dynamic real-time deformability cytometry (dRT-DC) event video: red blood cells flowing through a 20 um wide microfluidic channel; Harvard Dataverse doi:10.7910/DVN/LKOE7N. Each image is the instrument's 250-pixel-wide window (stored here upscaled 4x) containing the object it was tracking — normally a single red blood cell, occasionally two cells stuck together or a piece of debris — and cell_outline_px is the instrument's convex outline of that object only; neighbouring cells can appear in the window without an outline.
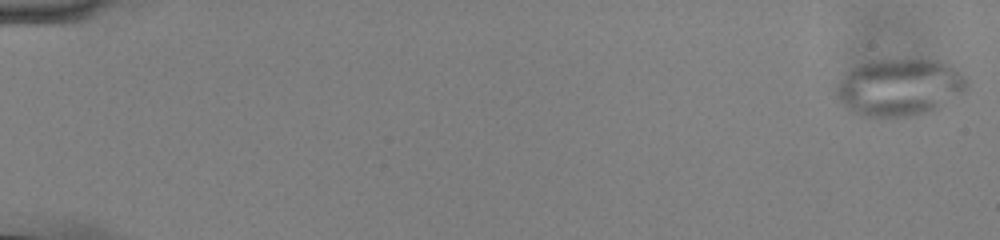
{"species": "common noctule bat (a hibernating species)", "species_latin": "Nyctalus noctula", "temperature_condition": "cold", "stored_images_in_passage": 56, "camera_frame_rate_fps": 3000, "um_per_image_px": 0.085, "animal": {"sex": "male", "body_mass_g": 13.0, "forearm_length_mm": 53.1}, "frame": {"image": 1, "passage_image": 1, "time_ms": 0.0, "image_size_px": [1000, 240], "cell_outline_px": [[968, 88], [964, 92], [936, 108], [928, 112], [912, 116], [864, 116], [852, 112], [840, 100], [836, 92], [836, 88], [840, 80], [852, 68], [868, 60], [936, 60], [968, 76]], "centroid_in_image_um": [76.47, 7.41], "position_along_channel_um": 8.5, "area_um2": 43.0}}
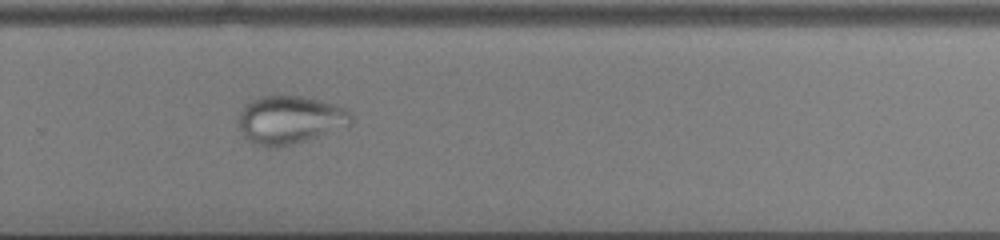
{"frame": {"image": 2, "passage_image": 39, "time_ms": 12.667, "image_size_px": [1000, 240], "cell_outline_px": [[352, 120], [348, 124], [316, 136], [292, 144], [272, 148], [268, 148], [256, 144], [248, 140], [244, 136], [236, 124], [236, 120], [244, 104], [260, 96], [300, 96], [320, 100], [336, 104], [348, 108], [352, 116]], "centroid_in_image_um": [24.57, 10.17], "position_along_channel_um": 305.2, "area_um2": 31.44}}
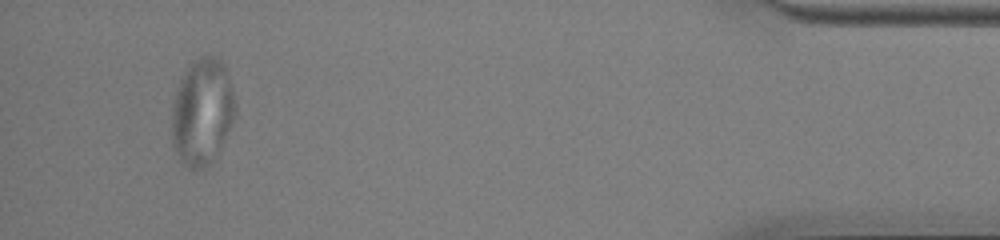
{"frame": {"image": 3, "passage_image": 53, "time_ms": 17.333, "image_size_px": [1000, 240], "cell_outline_px": [[236, 112], [220, 148], [212, 160], [204, 168], [188, 168], [180, 160], [172, 148], [172, 104], [180, 80], [184, 72], [192, 60], [200, 56], [216, 56], [224, 64], [232, 88], [236, 104]], "centroid_in_image_um": [17.17, 9.49], "position_along_channel_um": 418.0, "area_um2": 39.42}}